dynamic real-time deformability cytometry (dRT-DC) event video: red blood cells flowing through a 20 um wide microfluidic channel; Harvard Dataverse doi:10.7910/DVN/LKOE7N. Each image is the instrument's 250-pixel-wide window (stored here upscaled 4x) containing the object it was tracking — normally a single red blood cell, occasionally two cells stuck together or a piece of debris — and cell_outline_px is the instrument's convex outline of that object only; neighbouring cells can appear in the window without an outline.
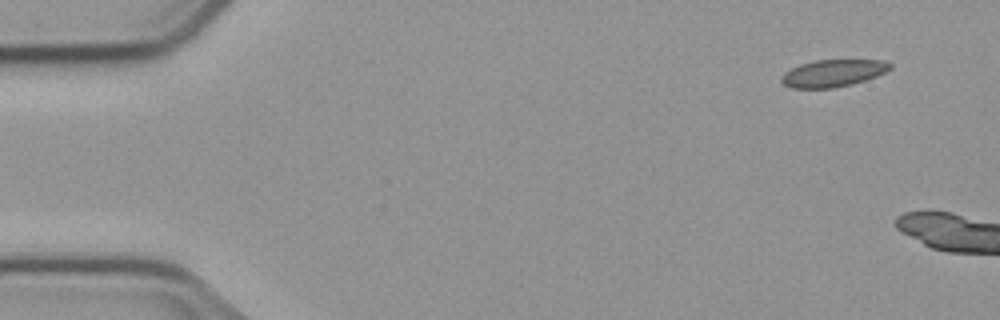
{"species": "common noctule bat (a hibernating species)", "species_latin": "Nyctalus noctula", "temperature_condition": "cold", "stored_images_in_passage": 3, "camera_frame_rate_fps": 3000, "um_per_image_px": 0.085, "animal": {"sex": "male", "body_mass_g": 23.1, "forearm_length_mm": 52.7}, "frame": {"image": 1, "passage_image": 1, "time_ms": 0.0, "image_size_px": [1000, 320], "cell_outline_px": [[892, 68], [876, 76], [852, 84], [832, 88], [792, 88], [784, 84], [780, 80], [784, 72], [800, 64], [816, 60], [884, 60], [892, 64]], "centroid_in_image_um": [70.81, 6.21], "position_along_channel_um": 14.2, "area_um2": 17.11}}